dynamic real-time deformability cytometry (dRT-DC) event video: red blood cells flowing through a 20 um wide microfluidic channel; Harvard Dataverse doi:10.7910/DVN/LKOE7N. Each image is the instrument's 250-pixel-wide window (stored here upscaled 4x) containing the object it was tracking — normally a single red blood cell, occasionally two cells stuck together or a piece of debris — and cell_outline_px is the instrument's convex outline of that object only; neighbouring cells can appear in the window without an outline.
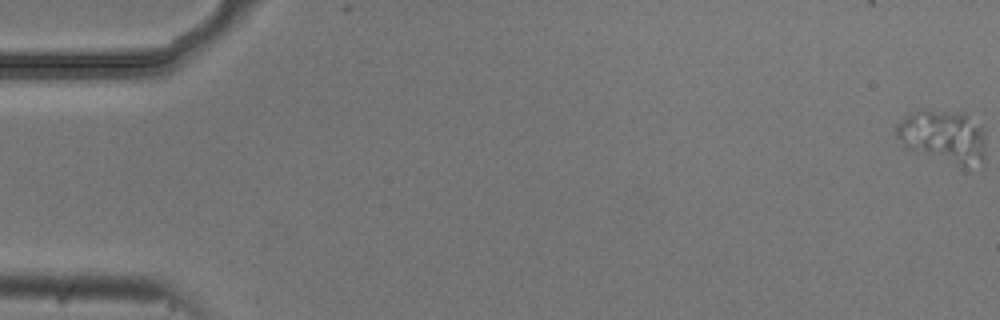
{"species": "common noctule bat (a hibernating species)", "species_latin": "Nyctalus noctula", "temperature_condition": "cold", "stored_images_in_passage": 9, "camera_frame_rate_fps": 3000, "um_per_image_px": 0.085, "animal": {"sex": "male", "body_mass_g": 20.5, "forearm_length_mm": 52.5}, "frame": {"image": 1, "passage_image": 1, "time_ms": 0.0, "image_size_px": [1000, 320], "cell_outline_px": [[984, 164], [956, 164], [912, 152], [904, 148], [896, 136], [892, 128], [908, 112], [924, 108], [964, 112], [984, 128]], "centroid_in_image_um": [80.1, 11.54], "position_along_channel_um": 4.9, "area_um2": 28.38}}